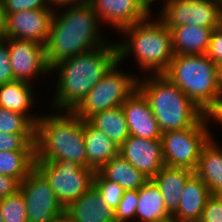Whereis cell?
I'll use <instances>...</instances> for the list:
<instances>
[{
  "instance_id": "obj_9",
  "label": "cell",
  "mask_w": 222,
  "mask_h": 222,
  "mask_svg": "<svg viewBox=\"0 0 222 222\" xmlns=\"http://www.w3.org/2000/svg\"><path fill=\"white\" fill-rule=\"evenodd\" d=\"M64 208L93 186L95 171L71 160L35 161Z\"/></svg>"
},
{
  "instance_id": "obj_39",
  "label": "cell",
  "mask_w": 222,
  "mask_h": 222,
  "mask_svg": "<svg viewBox=\"0 0 222 222\" xmlns=\"http://www.w3.org/2000/svg\"><path fill=\"white\" fill-rule=\"evenodd\" d=\"M210 117L222 125V99L219 102L217 108L210 114Z\"/></svg>"
},
{
  "instance_id": "obj_3",
  "label": "cell",
  "mask_w": 222,
  "mask_h": 222,
  "mask_svg": "<svg viewBox=\"0 0 222 222\" xmlns=\"http://www.w3.org/2000/svg\"><path fill=\"white\" fill-rule=\"evenodd\" d=\"M39 116L35 124V161L71 160L89 168L83 137V119L73 111Z\"/></svg>"
},
{
  "instance_id": "obj_25",
  "label": "cell",
  "mask_w": 222,
  "mask_h": 222,
  "mask_svg": "<svg viewBox=\"0 0 222 222\" xmlns=\"http://www.w3.org/2000/svg\"><path fill=\"white\" fill-rule=\"evenodd\" d=\"M33 93L30 83L24 81L15 80L2 84L0 85V107L24 114L35 125L39 116L27 114L33 104Z\"/></svg>"
},
{
  "instance_id": "obj_43",
  "label": "cell",
  "mask_w": 222,
  "mask_h": 222,
  "mask_svg": "<svg viewBox=\"0 0 222 222\" xmlns=\"http://www.w3.org/2000/svg\"><path fill=\"white\" fill-rule=\"evenodd\" d=\"M141 1L150 10L151 3L155 0H141Z\"/></svg>"
},
{
  "instance_id": "obj_7",
  "label": "cell",
  "mask_w": 222,
  "mask_h": 222,
  "mask_svg": "<svg viewBox=\"0 0 222 222\" xmlns=\"http://www.w3.org/2000/svg\"><path fill=\"white\" fill-rule=\"evenodd\" d=\"M119 63L109 70L73 110L78 117L87 120L94 113L119 107L137 89L139 76L117 70Z\"/></svg>"
},
{
  "instance_id": "obj_36",
  "label": "cell",
  "mask_w": 222,
  "mask_h": 222,
  "mask_svg": "<svg viewBox=\"0 0 222 222\" xmlns=\"http://www.w3.org/2000/svg\"><path fill=\"white\" fill-rule=\"evenodd\" d=\"M206 55L215 63L222 62V27H216L211 34Z\"/></svg>"
},
{
  "instance_id": "obj_44",
  "label": "cell",
  "mask_w": 222,
  "mask_h": 222,
  "mask_svg": "<svg viewBox=\"0 0 222 222\" xmlns=\"http://www.w3.org/2000/svg\"><path fill=\"white\" fill-rule=\"evenodd\" d=\"M5 40L4 28H0V43Z\"/></svg>"
},
{
  "instance_id": "obj_40",
  "label": "cell",
  "mask_w": 222,
  "mask_h": 222,
  "mask_svg": "<svg viewBox=\"0 0 222 222\" xmlns=\"http://www.w3.org/2000/svg\"><path fill=\"white\" fill-rule=\"evenodd\" d=\"M50 222H75V221L66 211H64L63 213L54 217Z\"/></svg>"
},
{
  "instance_id": "obj_12",
  "label": "cell",
  "mask_w": 222,
  "mask_h": 222,
  "mask_svg": "<svg viewBox=\"0 0 222 222\" xmlns=\"http://www.w3.org/2000/svg\"><path fill=\"white\" fill-rule=\"evenodd\" d=\"M53 9L24 10L4 18L5 39L31 40L45 45L53 17Z\"/></svg>"
},
{
  "instance_id": "obj_38",
  "label": "cell",
  "mask_w": 222,
  "mask_h": 222,
  "mask_svg": "<svg viewBox=\"0 0 222 222\" xmlns=\"http://www.w3.org/2000/svg\"><path fill=\"white\" fill-rule=\"evenodd\" d=\"M88 0H49L50 4L55 6V5H59V6H66V5H70V4H80V3H84L87 2Z\"/></svg>"
},
{
  "instance_id": "obj_22",
  "label": "cell",
  "mask_w": 222,
  "mask_h": 222,
  "mask_svg": "<svg viewBox=\"0 0 222 222\" xmlns=\"http://www.w3.org/2000/svg\"><path fill=\"white\" fill-rule=\"evenodd\" d=\"M169 29L173 52L179 55L206 54L214 30L198 25H181Z\"/></svg>"
},
{
  "instance_id": "obj_8",
  "label": "cell",
  "mask_w": 222,
  "mask_h": 222,
  "mask_svg": "<svg viewBox=\"0 0 222 222\" xmlns=\"http://www.w3.org/2000/svg\"><path fill=\"white\" fill-rule=\"evenodd\" d=\"M208 117L210 118V115L205 114L192 127L162 133L161 142L165 165L195 171L201 149L212 137L210 131L207 130Z\"/></svg>"
},
{
  "instance_id": "obj_26",
  "label": "cell",
  "mask_w": 222,
  "mask_h": 222,
  "mask_svg": "<svg viewBox=\"0 0 222 222\" xmlns=\"http://www.w3.org/2000/svg\"><path fill=\"white\" fill-rule=\"evenodd\" d=\"M87 121L96 129L104 132L118 146L130 136L121 106L94 113Z\"/></svg>"
},
{
  "instance_id": "obj_2",
  "label": "cell",
  "mask_w": 222,
  "mask_h": 222,
  "mask_svg": "<svg viewBox=\"0 0 222 222\" xmlns=\"http://www.w3.org/2000/svg\"><path fill=\"white\" fill-rule=\"evenodd\" d=\"M65 13H53L47 41L44 45L48 66L59 61L104 46L99 32L100 19L90 3L70 4Z\"/></svg>"
},
{
  "instance_id": "obj_34",
  "label": "cell",
  "mask_w": 222,
  "mask_h": 222,
  "mask_svg": "<svg viewBox=\"0 0 222 222\" xmlns=\"http://www.w3.org/2000/svg\"><path fill=\"white\" fill-rule=\"evenodd\" d=\"M198 222H222V196L208 198Z\"/></svg>"
},
{
  "instance_id": "obj_24",
  "label": "cell",
  "mask_w": 222,
  "mask_h": 222,
  "mask_svg": "<svg viewBox=\"0 0 222 222\" xmlns=\"http://www.w3.org/2000/svg\"><path fill=\"white\" fill-rule=\"evenodd\" d=\"M97 172L105 180L117 183L125 191L139 190L149 180L121 155L113 157Z\"/></svg>"
},
{
  "instance_id": "obj_41",
  "label": "cell",
  "mask_w": 222,
  "mask_h": 222,
  "mask_svg": "<svg viewBox=\"0 0 222 222\" xmlns=\"http://www.w3.org/2000/svg\"><path fill=\"white\" fill-rule=\"evenodd\" d=\"M217 84L222 99V62L217 64Z\"/></svg>"
},
{
  "instance_id": "obj_5",
  "label": "cell",
  "mask_w": 222,
  "mask_h": 222,
  "mask_svg": "<svg viewBox=\"0 0 222 222\" xmlns=\"http://www.w3.org/2000/svg\"><path fill=\"white\" fill-rule=\"evenodd\" d=\"M163 75L207 115H210L221 101L217 84V64L206 54H174Z\"/></svg>"
},
{
  "instance_id": "obj_1",
  "label": "cell",
  "mask_w": 222,
  "mask_h": 222,
  "mask_svg": "<svg viewBox=\"0 0 222 222\" xmlns=\"http://www.w3.org/2000/svg\"><path fill=\"white\" fill-rule=\"evenodd\" d=\"M119 62L118 47L104 46L59 61L51 67L58 70L55 108L73 111L86 94Z\"/></svg>"
},
{
  "instance_id": "obj_42",
  "label": "cell",
  "mask_w": 222,
  "mask_h": 222,
  "mask_svg": "<svg viewBox=\"0 0 222 222\" xmlns=\"http://www.w3.org/2000/svg\"><path fill=\"white\" fill-rule=\"evenodd\" d=\"M0 28H4V15H3L1 0H0Z\"/></svg>"
},
{
  "instance_id": "obj_4",
  "label": "cell",
  "mask_w": 222,
  "mask_h": 222,
  "mask_svg": "<svg viewBox=\"0 0 222 222\" xmlns=\"http://www.w3.org/2000/svg\"><path fill=\"white\" fill-rule=\"evenodd\" d=\"M137 89L147 99L160 131L167 132L194 126L205 113L163 74L139 80Z\"/></svg>"
},
{
  "instance_id": "obj_13",
  "label": "cell",
  "mask_w": 222,
  "mask_h": 222,
  "mask_svg": "<svg viewBox=\"0 0 222 222\" xmlns=\"http://www.w3.org/2000/svg\"><path fill=\"white\" fill-rule=\"evenodd\" d=\"M9 44L11 68L17 81L29 83L40 74L51 72L43 44L23 39H5Z\"/></svg>"
},
{
  "instance_id": "obj_47",
  "label": "cell",
  "mask_w": 222,
  "mask_h": 222,
  "mask_svg": "<svg viewBox=\"0 0 222 222\" xmlns=\"http://www.w3.org/2000/svg\"><path fill=\"white\" fill-rule=\"evenodd\" d=\"M0 222H4L3 216L1 215V207H0Z\"/></svg>"
},
{
  "instance_id": "obj_18",
  "label": "cell",
  "mask_w": 222,
  "mask_h": 222,
  "mask_svg": "<svg viewBox=\"0 0 222 222\" xmlns=\"http://www.w3.org/2000/svg\"><path fill=\"white\" fill-rule=\"evenodd\" d=\"M210 196L208 186L194 173L186 182L172 218L175 222H198Z\"/></svg>"
},
{
  "instance_id": "obj_30",
  "label": "cell",
  "mask_w": 222,
  "mask_h": 222,
  "mask_svg": "<svg viewBox=\"0 0 222 222\" xmlns=\"http://www.w3.org/2000/svg\"><path fill=\"white\" fill-rule=\"evenodd\" d=\"M93 185L101 194L103 202L115 210L119 205L125 190L117 183L105 180L97 171L94 175Z\"/></svg>"
},
{
  "instance_id": "obj_37",
  "label": "cell",
  "mask_w": 222,
  "mask_h": 222,
  "mask_svg": "<svg viewBox=\"0 0 222 222\" xmlns=\"http://www.w3.org/2000/svg\"><path fill=\"white\" fill-rule=\"evenodd\" d=\"M20 183L14 177L0 175V199L16 194L19 191Z\"/></svg>"
},
{
  "instance_id": "obj_32",
  "label": "cell",
  "mask_w": 222,
  "mask_h": 222,
  "mask_svg": "<svg viewBox=\"0 0 222 222\" xmlns=\"http://www.w3.org/2000/svg\"><path fill=\"white\" fill-rule=\"evenodd\" d=\"M138 197V190L124 192L119 205L114 210L116 222H128L129 219L135 218Z\"/></svg>"
},
{
  "instance_id": "obj_17",
  "label": "cell",
  "mask_w": 222,
  "mask_h": 222,
  "mask_svg": "<svg viewBox=\"0 0 222 222\" xmlns=\"http://www.w3.org/2000/svg\"><path fill=\"white\" fill-rule=\"evenodd\" d=\"M65 211L75 222H116L115 211L106 205L93 185Z\"/></svg>"
},
{
  "instance_id": "obj_14",
  "label": "cell",
  "mask_w": 222,
  "mask_h": 222,
  "mask_svg": "<svg viewBox=\"0 0 222 222\" xmlns=\"http://www.w3.org/2000/svg\"><path fill=\"white\" fill-rule=\"evenodd\" d=\"M119 155L148 179H152L165 165L161 139H144L130 135L120 145Z\"/></svg>"
},
{
  "instance_id": "obj_21",
  "label": "cell",
  "mask_w": 222,
  "mask_h": 222,
  "mask_svg": "<svg viewBox=\"0 0 222 222\" xmlns=\"http://www.w3.org/2000/svg\"><path fill=\"white\" fill-rule=\"evenodd\" d=\"M213 140L210 137L203 145L194 173L208 186L210 195L222 196V149Z\"/></svg>"
},
{
  "instance_id": "obj_15",
  "label": "cell",
  "mask_w": 222,
  "mask_h": 222,
  "mask_svg": "<svg viewBox=\"0 0 222 222\" xmlns=\"http://www.w3.org/2000/svg\"><path fill=\"white\" fill-rule=\"evenodd\" d=\"M100 21L113 25L119 32L150 16L141 0H88Z\"/></svg>"
},
{
  "instance_id": "obj_33",
  "label": "cell",
  "mask_w": 222,
  "mask_h": 222,
  "mask_svg": "<svg viewBox=\"0 0 222 222\" xmlns=\"http://www.w3.org/2000/svg\"><path fill=\"white\" fill-rule=\"evenodd\" d=\"M4 18L13 12L52 9L49 0H1Z\"/></svg>"
},
{
  "instance_id": "obj_23",
  "label": "cell",
  "mask_w": 222,
  "mask_h": 222,
  "mask_svg": "<svg viewBox=\"0 0 222 222\" xmlns=\"http://www.w3.org/2000/svg\"><path fill=\"white\" fill-rule=\"evenodd\" d=\"M138 204L135 216L138 222H157L168 219L172 215L167 211L159 187L149 179L138 190Z\"/></svg>"
},
{
  "instance_id": "obj_10",
  "label": "cell",
  "mask_w": 222,
  "mask_h": 222,
  "mask_svg": "<svg viewBox=\"0 0 222 222\" xmlns=\"http://www.w3.org/2000/svg\"><path fill=\"white\" fill-rule=\"evenodd\" d=\"M221 0H165L161 20L168 28L198 25L215 29L220 26Z\"/></svg>"
},
{
  "instance_id": "obj_46",
  "label": "cell",
  "mask_w": 222,
  "mask_h": 222,
  "mask_svg": "<svg viewBox=\"0 0 222 222\" xmlns=\"http://www.w3.org/2000/svg\"><path fill=\"white\" fill-rule=\"evenodd\" d=\"M157 222H175L174 219L172 217L162 220V221H157Z\"/></svg>"
},
{
  "instance_id": "obj_29",
  "label": "cell",
  "mask_w": 222,
  "mask_h": 222,
  "mask_svg": "<svg viewBox=\"0 0 222 222\" xmlns=\"http://www.w3.org/2000/svg\"><path fill=\"white\" fill-rule=\"evenodd\" d=\"M4 222H28L25 200L20 191L0 199Z\"/></svg>"
},
{
  "instance_id": "obj_19",
  "label": "cell",
  "mask_w": 222,
  "mask_h": 222,
  "mask_svg": "<svg viewBox=\"0 0 222 222\" xmlns=\"http://www.w3.org/2000/svg\"><path fill=\"white\" fill-rule=\"evenodd\" d=\"M194 174L193 170L164 165L152 178L159 187L167 211L172 215L179 207L186 182Z\"/></svg>"
},
{
  "instance_id": "obj_11",
  "label": "cell",
  "mask_w": 222,
  "mask_h": 222,
  "mask_svg": "<svg viewBox=\"0 0 222 222\" xmlns=\"http://www.w3.org/2000/svg\"><path fill=\"white\" fill-rule=\"evenodd\" d=\"M28 222H50L65 211L45 176L34 167L20 183Z\"/></svg>"
},
{
  "instance_id": "obj_31",
  "label": "cell",
  "mask_w": 222,
  "mask_h": 222,
  "mask_svg": "<svg viewBox=\"0 0 222 222\" xmlns=\"http://www.w3.org/2000/svg\"><path fill=\"white\" fill-rule=\"evenodd\" d=\"M0 151H35L34 134L0 132Z\"/></svg>"
},
{
  "instance_id": "obj_35",
  "label": "cell",
  "mask_w": 222,
  "mask_h": 222,
  "mask_svg": "<svg viewBox=\"0 0 222 222\" xmlns=\"http://www.w3.org/2000/svg\"><path fill=\"white\" fill-rule=\"evenodd\" d=\"M15 81L11 68L9 44L4 40L0 43V85Z\"/></svg>"
},
{
  "instance_id": "obj_45",
  "label": "cell",
  "mask_w": 222,
  "mask_h": 222,
  "mask_svg": "<svg viewBox=\"0 0 222 222\" xmlns=\"http://www.w3.org/2000/svg\"><path fill=\"white\" fill-rule=\"evenodd\" d=\"M220 27H222V0H221V6H220Z\"/></svg>"
},
{
  "instance_id": "obj_28",
  "label": "cell",
  "mask_w": 222,
  "mask_h": 222,
  "mask_svg": "<svg viewBox=\"0 0 222 222\" xmlns=\"http://www.w3.org/2000/svg\"><path fill=\"white\" fill-rule=\"evenodd\" d=\"M0 132L34 134L35 125L24 114L0 107Z\"/></svg>"
},
{
  "instance_id": "obj_6",
  "label": "cell",
  "mask_w": 222,
  "mask_h": 222,
  "mask_svg": "<svg viewBox=\"0 0 222 222\" xmlns=\"http://www.w3.org/2000/svg\"><path fill=\"white\" fill-rule=\"evenodd\" d=\"M149 18L150 16L121 31L129 39L116 44L119 62L133 52L143 71L153 70V74H163L174 57L172 34L161 19L151 22Z\"/></svg>"
},
{
  "instance_id": "obj_27",
  "label": "cell",
  "mask_w": 222,
  "mask_h": 222,
  "mask_svg": "<svg viewBox=\"0 0 222 222\" xmlns=\"http://www.w3.org/2000/svg\"><path fill=\"white\" fill-rule=\"evenodd\" d=\"M35 167V151H0V175L22 182Z\"/></svg>"
},
{
  "instance_id": "obj_20",
  "label": "cell",
  "mask_w": 222,
  "mask_h": 222,
  "mask_svg": "<svg viewBox=\"0 0 222 222\" xmlns=\"http://www.w3.org/2000/svg\"><path fill=\"white\" fill-rule=\"evenodd\" d=\"M83 137L89 168L95 172L119 155L120 146L87 120H83Z\"/></svg>"
},
{
  "instance_id": "obj_16",
  "label": "cell",
  "mask_w": 222,
  "mask_h": 222,
  "mask_svg": "<svg viewBox=\"0 0 222 222\" xmlns=\"http://www.w3.org/2000/svg\"><path fill=\"white\" fill-rule=\"evenodd\" d=\"M132 136L144 139H161L158 122L150 109L147 99L136 89L121 105Z\"/></svg>"
}]
</instances>
